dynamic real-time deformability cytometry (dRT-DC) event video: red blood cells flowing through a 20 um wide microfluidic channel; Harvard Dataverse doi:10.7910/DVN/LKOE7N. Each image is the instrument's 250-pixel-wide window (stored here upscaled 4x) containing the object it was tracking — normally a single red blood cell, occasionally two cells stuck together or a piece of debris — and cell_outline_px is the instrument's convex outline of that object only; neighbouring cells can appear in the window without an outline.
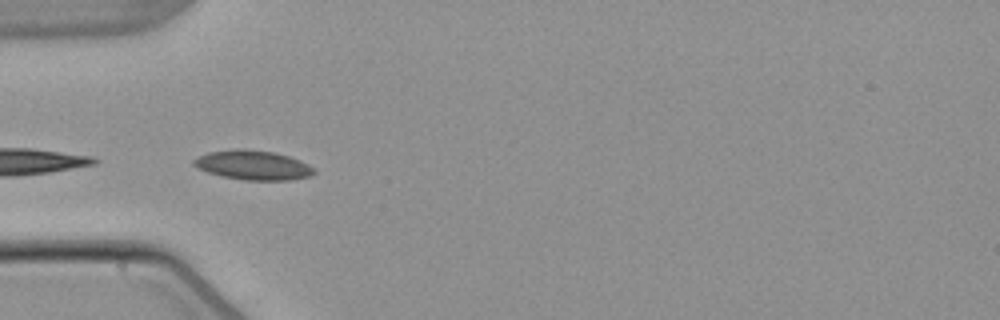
{"species": "common noctule bat (a hibernating species)", "species_latin": "Nyctalus noctula", "temperature_condition": "warm", "stored_images_in_passage": 6, "camera_frame_rate_fps": 3000, "um_per_image_px": 0.085, "animal": {"sex": "male", "body_mass_g": 21.5, "forearm_length_mm": 52.0}, "frame": {"image": 1, "passage_image": 5, "time_ms": 5.0, "image_size_px": [1000, 320], "cell_outline_px": [[316, 172], [312, 176], [292, 180], [244, 180], [220, 176], [196, 168], [192, 164], [192, 160], [208, 152], [272, 152], [288, 156], [300, 160], [308, 164]], "centroid_in_image_um": [21.55, 14.1], "position_along_channel_um": 63.5, "area_um2": 19.77}}